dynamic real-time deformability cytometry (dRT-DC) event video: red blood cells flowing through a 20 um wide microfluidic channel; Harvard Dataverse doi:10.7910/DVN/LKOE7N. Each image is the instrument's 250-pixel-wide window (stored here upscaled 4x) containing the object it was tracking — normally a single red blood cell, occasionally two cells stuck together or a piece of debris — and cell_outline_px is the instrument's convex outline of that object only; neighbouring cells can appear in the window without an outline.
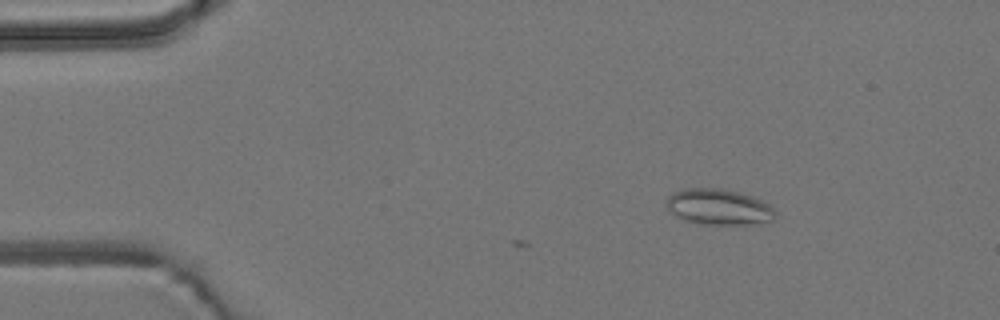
{"species": "common noctule bat (a hibernating species)", "species_latin": "Nyctalus noctula", "temperature_condition": "room temperature", "stored_images_in_passage": 3, "camera_frame_rate_fps": 3000, "um_per_image_px": 0.085, "animal": {"sex": "male", "body_mass_g": 19.2, "forearm_length_mm": 51.8}, "frame": {"image": 1, "passage_image": 3, "time_ms": 0.667, "image_size_px": [1000, 320], "cell_outline_px": [[776, 212], [772, 220], [752, 224], [700, 224], [684, 220], [676, 216], [664, 204], [668, 196], [676, 192], [688, 188], [720, 188], [752, 196], [768, 204]], "centroid_in_image_um": [61.06, 17.59], "position_along_channel_um": 23.9, "area_um2": 22.48}}